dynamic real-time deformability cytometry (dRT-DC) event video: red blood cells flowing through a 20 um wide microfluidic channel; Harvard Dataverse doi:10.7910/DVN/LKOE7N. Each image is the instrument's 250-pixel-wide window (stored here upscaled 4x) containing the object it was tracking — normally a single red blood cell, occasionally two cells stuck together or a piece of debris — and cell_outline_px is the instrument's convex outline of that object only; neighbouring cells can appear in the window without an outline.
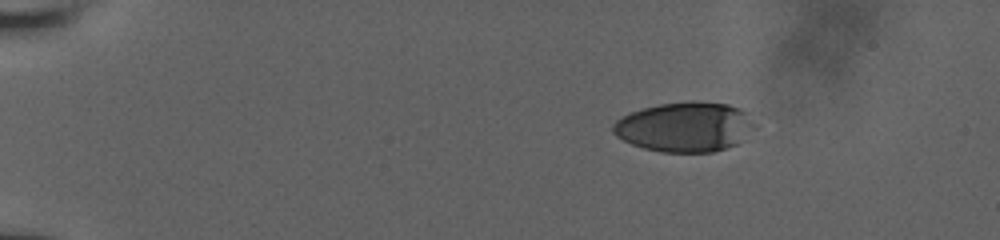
{"species": "human", "species_latin": "Homo sapiens", "temperature_condition": "room temperature", "stored_images_in_passage": 11, "camera_frame_rate_fps": 3000, "um_per_image_px": 0.085, "donor": {"sex": "male"}, "frame": {"image": 1, "passage_image": 1, "time_ms": 0.0, "image_size_px": [1000, 240], "cell_outline_px": [[756, 128], [736, 144], [712, 152], [660, 152], [644, 148], [632, 144], [616, 136], [612, 132], [612, 124], [616, 120], [632, 112], [644, 108], [660, 104], [728, 104], [740, 108], [748, 112], [756, 124]], "centroid_in_image_um": [58.23, 10.83], "position_along_channel_um": 26.8, "area_um2": 40.29}}
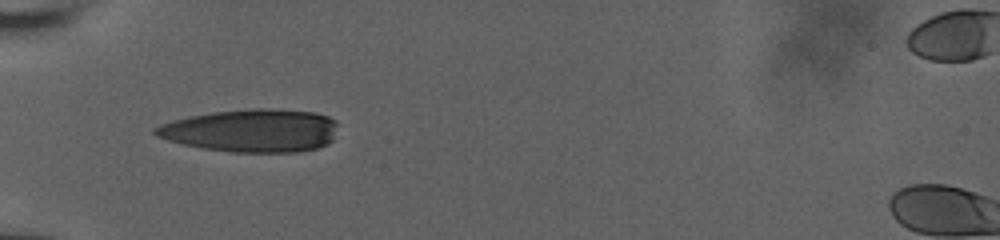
{"frame": {"image": 2, "passage_image": 10, "time_ms": 3.667, "image_size_px": [1000, 240], "cell_outline_px": [[336, 124], [332, 140], [328, 144], [320, 148], [300, 152], [232, 152], [204, 148], [184, 144], [168, 140], [156, 136], [152, 132], [152, 128], [160, 124], [172, 120], [188, 116], [212, 112], [252, 108], [268, 108], [316, 112], [328, 116], [336, 120]], "centroid_in_image_um": [21.38, 11.09], "position_along_channel_um": 63.6, "area_um2": 46.01}}